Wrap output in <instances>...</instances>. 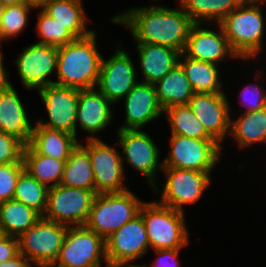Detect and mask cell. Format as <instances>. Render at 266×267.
<instances>
[{"instance_id":"6da1fadb","label":"cell","mask_w":266,"mask_h":267,"mask_svg":"<svg viewBox=\"0 0 266 267\" xmlns=\"http://www.w3.org/2000/svg\"><path fill=\"white\" fill-rule=\"evenodd\" d=\"M178 7H132L116 14L111 21L128 28L135 43L158 44L183 53L194 22L179 4Z\"/></svg>"},{"instance_id":"7a4b0ae2","label":"cell","mask_w":266,"mask_h":267,"mask_svg":"<svg viewBox=\"0 0 266 267\" xmlns=\"http://www.w3.org/2000/svg\"><path fill=\"white\" fill-rule=\"evenodd\" d=\"M97 34L76 39L58 47L57 81L55 85L76 89L97 86L102 55L97 48Z\"/></svg>"},{"instance_id":"3957f363","label":"cell","mask_w":266,"mask_h":267,"mask_svg":"<svg viewBox=\"0 0 266 267\" xmlns=\"http://www.w3.org/2000/svg\"><path fill=\"white\" fill-rule=\"evenodd\" d=\"M264 3L266 0H244L219 22L239 60L255 59L263 51L266 19L260 5Z\"/></svg>"},{"instance_id":"277c9868","label":"cell","mask_w":266,"mask_h":267,"mask_svg":"<svg viewBox=\"0 0 266 267\" xmlns=\"http://www.w3.org/2000/svg\"><path fill=\"white\" fill-rule=\"evenodd\" d=\"M143 217L151 250L187 248L190 238L185 214L158 201L144 202Z\"/></svg>"},{"instance_id":"5b68a950","label":"cell","mask_w":266,"mask_h":267,"mask_svg":"<svg viewBox=\"0 0 266 267\" xmlns=\"http://www.w3.org/2000/svg\"><path fill=\"white\" fill-rule=\"evenodd\" d=\"M143 203L129 189L96 194L85 226L106 239L137 216Z\"/></svg>"},{"instance_id":"8992f818","label":"cell","mask_w":266,"mask_h":267,"mask_svg":"<svg viewBox=\"0 0 266 267\" xmlns=\"http://www.w3.org/2000/svg\"><path fill=\"white\" fill-rule=\"evenodd\" d=\"M108 266L105 239L85 225L68 226L59 256L51 267Z\"/></svg>"},{"instance_id":"52a82bcc","label":"cell","mask_w":266,"mask_h":267,"mask_svg":"<svg viewBox=\"0 0 266 267\" xmlns=\"http://www.w3.org/2000/svg\"><path fill=\"white\" fill-rule=\"evenodd\" d=\"M162 171L166 176L163 187L160 185L162 190L158 184L152 188L157 195L160 194L158 203L182 212H185L183 206L196 204L212 183L211 172L173 167H163Z\"/></svg>"},{"instance_id":"ba28073f","label":"cell","mask_w":266,"mask_h":267,"mask_svg":"<svg viewBox=\"0 0 266 267\" xmlns=\"http://www.w3.org/2000/svg\"><path fill=\"white\" fill-rule=\"evenodd\" d=\"M68 225L41 216L18 239L19 253L37 267H51L57 260Z\"/></svg>"},{"instance_id":"9c48e42d","label":"cell","mask_w":266,"mask_h":267,"mask_svg":"<svg viewBox=\"0 0 266 267\" xmlns=\"http://www.w3.org/2000/svg\"><path fill=\"white\" fill-rule=\"evenodd\" d=\"M170 150L163 167L212 172L219 163L222 145L215 139H196L170 135Z\"/></svg>"},{"instance_id":"30bf717a","label":"cell","mask_w":266,"mask_h":267,"mask_svg":"<svg viewBox=\"0 0 266 267\" xmlns=\"http://www.w3.org/2000/svg\"><path fill=\"white\" fill-rule=\"evenodd\" d=\"M96 194L95 190L60 184L51 187L43 217L68 226L85 225Z\"/></svg>"},{"instance_id":"8fae6325","label":"cell","mask_w":266,"mask_h":267,"mask_svg":"<svg viewBox=\"0 0 266 267\" xmlns=\"http://www.w3.org/2000/svg\"><path fill=\"white\" fill-rule=\"evenodd\" d=\"M89 153L93 167L95 192L113 193L128 190L124 184L126 179L125 167L117 147H112L101 139L87 140L81 144ZM125 185V186H124Z\"/></svg>"},{"instance_id":"7c38bea8","label":"cell","mask_w":266,"mask_h":267,"mask_svg":"<svg viewBox=\"0 0 266 267\" xmlns=\"http://www.w3.org/2000/svg\"><path fill=\"white\" fill-rule=\"evenodd\" d=\"M116 132L118 142L115 143L122 148L123 166V160H125L129 166L144 175L149 186L153 188L158 182L156 181L159 171L157 169H160V171L163 169V163H159L160 148L157 147L153 138L142 129L117 130Z\"/></svg>"},{"instance_id":"4fadbf2b","label":"cell","mask_w":266,"mask_h":267,"mask_svg":"<svg viewBox=\"0 0 266 267\" xmlns=\"http://www.w3.org/2000/svg\"><path fill=\"white\" fill-rule=\"evenodd\" d=\"M109 267L127 265L141 259L150 249L146 227L139 213L105 239Z\"/></svg>"},{"instance_id":"5bb4252c","label":"cell","mask_w":266,"mask_h":267,"mask_svg":"<svg viewBox=\"0 0 266 267\" xmlns=\"http://www.w3.org/2000/svg\"><path fill=\"white\" fill-rule=\"evenodd\" d=\"M109 59L102 57L96 88L113 104L124 98L140 82L130 53L119 42Z\"/></svg>"},{"instance_id":"9a60e30c","label":"cell","mask_w":266,"mask_h":267,"mask_svg":"<svg viewBox=\"0 0 266 267\" xmlns=\"http://www.w3.org/2000/svg\"><path fill=\"white\" fill-rule=\"evenodd\" d=\"M13 62L24 88L39 90L54 84L50 75L57 73L58 47L36 42L25 47Z\"/></svg>"},{"instance_id":"2e32d148","label":"cell","mask_w":266,"mask_h":267,"mask_svg":"<svg viewBox=\"0 0 266 267\" xmlns=\"http://www.w3.org/2000/svg\"><path fill=\"white\" fill-rule=\"evenodd\" d=\"M47 110L48 121L38 119L37 125L62 130L76 136V113L80 89L48 85L37 90Z\"/></svg>"},{"instance_id":"e0dca14e","label":"cell","mask_w":266,"mask_h":267,"mask_svg":"<svg viewBox=\"0 0 266 267\" xmlns=\"http://www.w3.org/2000/svg\"><path fill=\"white\" fill-rule=\"evenodd\" d=\"M225 93H194L188 103L206 131L223 144L231 130V107Z\"/></svg>"},{"instance_id":"ac0fdd59","label":"cell","mask_w":266,"mask_h":267,"mask_svg":"<svg viewBox=\"0 0 266 267\" xmlns=\"http://www.w3.org/2000/svg\"><path fill=\"white\" fill-rule=\"evenodd\" d=\"M206 23H194L187 38L184 54L194 60L218 64L229 59H239L229 46L219 23V30L209 29ZM224 59V60H223Z\"/></svg>"},{"instance_id":"d6986e66","label":"cell","mask_w":266,"mask_h":267,"mask_svg":"<svg viewBox=\"0 0 266 267\" xmlns=\"http://www.w3.org/2000/svg\"><path fill=\"white\" fill-rule=\"evenodd\" d=\"M123 99L125 123L118 130L142 129L163 115L154 84L138 82Z\"/></svg>"},{"instance_id":"ffe728a7","label":"cell","mask_w":266,"mask_h":267,"mask_svg":"<svg viewBox=\"0 0 266 267\" xmlns=\"http://www.w3.org/2000/svg\"><path fill=\"white\" fill-rule=\"evenodd\" d=\"M114 105L96 87L81 89L76 113V138L77 125L82 131L87 132V140L99 139L95 136L101 130H105L112 123Z\"/></svg>"},{"instance_id":"44dd1931","label":"cell","mask_w":266,"mask_h":267,"mask_svg":"<svg viewBox=\"0 0 266 267\" xmlns=\"http://www.w3.org/2000/svg\"><path fill=\"white\" fill-rule=\"evenodd\" d=\"M12 84L0 89V131L29 144L34 125Z\"/></svg>"},{"instance_id":"7402d4cb","label":"cell","mask_w":266,"mask_h":267,"mask_svg":"<svg viewBox=\"0 0 266 267\" xmlns=\"http://www.w3.org/2000/svg\"><path fill=\"white\" fill-rule=\"evenodd\" d=\"M139 65L143 80L155 84L170 72L179 62L181 52L171 47L151 43H136Z\"/></svg>"},{"instance_id":"603a6c76","label":"cell","mask_w":266,"mask_h":267,"mask_svg":"<svg viewBox=\"0 0 266 267\" xmlns=\"http://www.w3.org/2000/svg\"><path fill=\"white\" fill-rule=\"evenodd\" d=\"M78 143V138L69 132L35 124L29 145L38 154L66 161Z\"/></svg>"},{"instance_id":"cb8c5ba5","label":"cell","mask_w":266,"mask_h":267,"mask_svg":"<svg viewBox=\"0 0 266 267\" xmlns=\"http://www.w3.org/2000/svg\"><path fill=\"white\" fill-rule=\"evenodd\" d=\"M82 0H51L41 9L68 29L77 39L91 35L88 30L86 11Z\"/></svg>"},{"instance_id":"d4e9b609","label":"cell","mask_w":266,"mask_h":267,"mask_svg":"<svg viewBox=\"0 0 266 267\" xmlns=\"http://www.w3.org/2000/svg\"><path fill=\"white\" fill-rule=\"evenodd\" d=\"M178 64L182 67L194 93H224L219 64L194 60L184 53L180 54Z\"/></svg>"},{"instance_id":"484cf974","label":"cell","mask_w":266,"mask_h":267,"mask_svg":"<svg viewBox=\"0 0 266 267\" xmlns=\"http://www.w3.org/2000/svg\"><path fill=\"white\" fill-rule=\"evenodd\" d=\"M158 103L163 109L176 105H188L194 91L182 67L177 64L155 84Z\"/></svg>"},{"instance_id":"4316f807","label":"cell","mask_w":266,"mask_h":267,"mask_svg":"<svg viewBox=\"0 0 266 267\" xmlns=\"http://www.w3.org/2000/svg\"><path fill=\"white\" fill-rule=\"evenodd\" d=\"M230 136L237 141L241 149L266 143V107L242 112L238 118L231 119Z\"/></svg>"},{"instance_id":"83f0119b","label":"cell","mask_w":266,"mask_h":267,"mask_svg":"<svg viewBox=\"0 0 266 267\" xmlns=\"http://www.w3.org/2000/svg\"><path fill=\"white\" fill-rule=\"evenodd\" d=\"M60 185L95 190L93 167L89 153L80 142L66 160Z\"/></svg>"},{"instance_id":"f1b7e54d","label":"cell","mask_w":266,"mask_h":267,"mask_svg":"<svg viewBox=\"0 0 266 267\" xmlns=\"http://www.w3.org/2000/svg\"><path fill=\"white\" fill-rule=\"evenodd\" d=\"M23 161L35 179L48 188L60 184L66 161L38 154L29 144L24 146Z\"/></svg>"},{"instance_id":"f546056e","label":"cell","mask_w":266,"mask_h":267,"mask_svg":"<svg viewBox=\"0 0 266 267\" xmlns=\"http://www.w3.org/2000/svg\"><path fill=\"white\" fill-rule=\"evenodd\" d=\"M40 217L33 208L15 199L0 202V226L5 235L18 238Z\"/></svg>"},{"instance_id":"4dcf8cb0","label":"cell","mask_w":266,"mask_h":267,"mask_svg":"<svg viewBox=\"0 0 266 267\" xmlns=\"http://www.w3.org/2000/svg\"><path fill=\"white\" fill-rule=\"evenodd\" d=\"M244 0H178L194 23H219Z\"/></svg>"},{"instance_id":"1f68e13d","label":"cell","mask_w":266,"mask_h":267,"mask_svg":"<svg viewBox=\"0 0 266 267\" xmlns=\"http://www.w3.org/2000/svg\"><path fill=\"white\" fill-rule=\"evenodd\" d=\"M163 115L170 124L171 134L196 139H214L188 105L171 106L164 109Z\"/></svg>"},{"instance_id":"d6a6232c","label":"cell","mask_w":266,"mask_h":267,"mask_svg":"<svg viewBox=\"0 0 266 267\" xmlns=\"http://www.w3.org/2000/svg\"><path fill=\"white\" fill-rule=\"evenodd\" d=\"M48 190L47 186L24 169L17 180L13 199L33 208L43 216L47 207Z\"/></svg>"},{"instance_id":"836d02e7","label":"cell","mask_w":266,"mask_h":267,"mask_svg":"<svg viewBox=\"0 0 266 267\" xmlns=\"http://www.w3.org/2000/svg\"><path fill=\"white\" fill-rule=\"evenodd\" d=\"M37 14L36 29L38 36H40V40L37 43L61 47L77 39L68 29L50 17L41 8Z\"/></svg>"},{"instance_id":"e575fe53","label":"cell","mask_w":266,"mask_h":267,"mask_svg":"<svg viewBox=\"0 0 266 267\" xmlns=\"http://www.w3.org/2000/svg\"><path fill=\"white\" fill-rule=\"evenodd\" d=\"M35 9L24 2L19 5L6 6L0 22L1 40H12L19 36L28 25L29 12Z\"/></svg>"},{"instance_id":"d590c367","label":"cell","mask_w":266,"mask_h":267,"mask_svg":"<svg viewBox=\"0 0 266 267\" xmlns=\"http://www.w3.org/2000/svg\"><path fill=\"white\" fill-rule=\"evenodd\" d=\"M259 71L261 72L258 73L256 71L255 73L256 83H251L247 85L240 93V102H242L241 104L245 106V110L243 111L245 113L256 111L266 107V89L263 84L260 85L264 80L261 79V76H263V70L261 69ZM259 81H261L260 84Z\"/></svg>"},{"instance_id":"8d00e7d4","label":"cell","mask_w":266,"mask_h":267,"mask_svg":"<svg viewBox=\"0 0 266 267\" xmlns=\"http://www.w3.org/2000/svg\"><path fill=\"white\" fill-rule=\"evenodd\" d=\"M24 169L23 159L20 162L0 165V202L13 199L17 180Z\"/></svg>"},{"instance_id":"74e56055","label":"cell","mask_w":266,"mask_h":267,"mask_svg":"<svg viewBox=\"0 0 266 267\" xmlns=\"http://www.w3.org/2000/svg\"><path fill=\"white\" fill-rule=\"evenodd\" d=\"M24 146L16 137L0 131V165L20 162Z\"/></svg>"},{"instance_id":"f35d334b","label":"cell","mask_w":266,"mask_h":267,"mask_svg":"<svg viewBox=\"0 0 266 267\" xmlns=\"http://www.w3.org/2000/svg\"><path fill=\"white\" fill-rule=\"evenodd\" d=\"M181 249L182 248L154 250L157 257H155L152 265L149 267H180L178 257ZM144 266L148 267V265Z\"/></svg>"},{"instance_id":"ab89813d","label":"cell","mask_w":266,"mask_h":267,"mask_svg":"<svg viewBox=\"0 0 266 267\" xmlns=\"http://www.w3.org/2000/svg\"><path fill=\"white\" fill-rule=\"evenodd\" d=\"M18 253L17 237L6 235L0 240V263L15 257Z\"/></svg>"},{"instance_id":"60d3db41","label":"cell","mask_w":266,"mask_h":267,"mask_svg":"<svg viewBox=\"0 0 266 267\" xmlns=\"http://www.w3.org/2000/svg\"><path fill=\"white\" fill-rule=\"evenodd\" d=\"M36 265L24 255L18 253L15 257L0 263V267H32Z\"/></svg>"},{"instance_id":"b9f144b4","label":"cell","mask_w":266,"mask_h":267,"mask_svg":"<svg viewBox=\"0 0 266 267\" xmlns=\"http://www.w3.org/2000/svg\"><path fill=\"white\" fill-rule=\"evenodd\" d=\"M3 53L0 55V89L8 86L10 83L9 81V73L7 72V67L3 65Z\"/></svg>"},{"instance_id":"7bdbcfd3","label":"cell","mask_w":266,"mask_h":267,"mask_svg":"<svg viewBox=\"0 0 266 267\" xmlns=\"http://www.w3.org/2000/svg\"><path fill=\"white\" fill-rule=\"evenodd\" d=\"M49 1L51 0H25L26 3L33 6L35 9L42 8Z\"/></svg>"},{"instance_id":"ee69618b","label":"cell","mask_w":266,"mask_h":267,"mask_svg":"<svg viewBox=\"0 0 266 267\" xmlns=\"http://www.w3.org/2000/svg\"><path fill=\"white\" fill-rule=\"evenodd\" d=\"M5 6L19 5L25 2V0H0Z\"/></svg>"},{"instance_id":"f6af8a7d","label":"cell","mask_w":266,"mask_h":267,"mask_svg":"<svg viewBox=\"0 0 266 267\" xmlns=\"http://www.w3.org/2000/svg\"><path fill=\"white\" fill-rule=\"evenodd\" d=\"M5 7L6 6L0 1V22H1V18L4 13Z\"/></svg>"},{"instance_id":"bcb514c9","label":"cell","mask_w":266,"mask_h":267,"mask_svg":"<svg viewBox=\"0 0 266 267\" xmlns=\"http://www.w3.org/2000/svg\"><path fill=\"white\" fill-rule=\"evenodd\" d=\"M119 267H145L144 265H135V264H127V265H122V266H119Z\"/></svg>"},{"instance_id":"7dc6e473","label":"cell","mask_w":266,"mask_h":267,"mask_svg":"<svg viewBox=\"0 0 266 267\" xmlns=\"http://www.w3.org/2000/svg\"><path fill=\"white\" fill-rule=\"evenodd\" d=\"M6 235H5V233H4V230H3V228L0 226V240L2 239V238H4Z\"/></svg>"},{"instance_id":"c3c4849f","label":"cell","mask_w":266,"mask_h":267,"mask_svg":"<svg viewBox=\"0 0 266 267\" xmlns=\"http://www.w3.org/2000/svg\"><path fill=\"white\" fill-rule=\"evenodd\" d=\"M1 41H2V40H1V38H0V55L2 54V51H1V50H2V49H1V47H2V45H1Z\"/></svg>"}]
</instances>
